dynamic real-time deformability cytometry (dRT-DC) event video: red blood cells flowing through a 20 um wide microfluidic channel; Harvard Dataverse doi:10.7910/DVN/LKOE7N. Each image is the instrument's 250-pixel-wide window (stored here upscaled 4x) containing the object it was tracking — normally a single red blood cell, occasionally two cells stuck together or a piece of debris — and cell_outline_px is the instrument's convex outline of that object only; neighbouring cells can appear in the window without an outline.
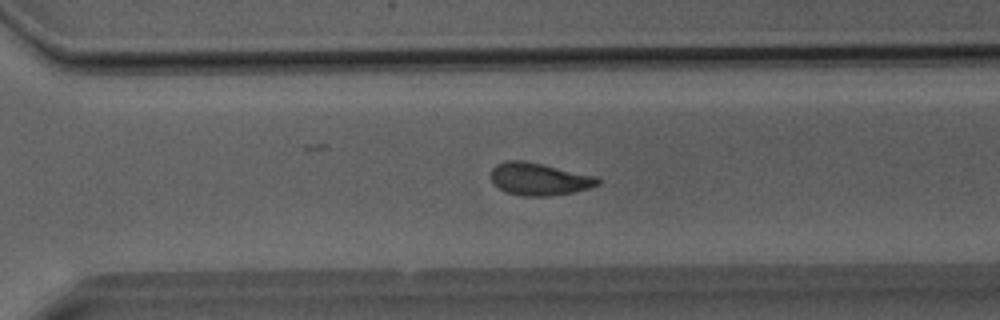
{"species": "Egyptian fruit bat (a non-hibernating species)", "species_latin": "Rousettus aegyptiacus", "temperature_condition": "room temperature", "stored_images_in_passage": 35, "camera_frame_rate_fps": 3000, "um_per_image_px": 0.085, "animal": {"sex": "male"}, "frame": {"image": 1, "passage_image": 24, "time_ms": 7.667, "image_size_px": [1000, 320], "cell_outline_px": [[600, 184], [588, 188], [572, 192], [548, 196], [520, 196], [504, 192], [492, 180], [492, 168], [496, 164], [504, 160], [524, 160], [596, 176], [600, 180]], "centroid_in_image_um": [45.81, 15.21], "position_along_channel_um": 324.8, "area_um2": 20.11}}
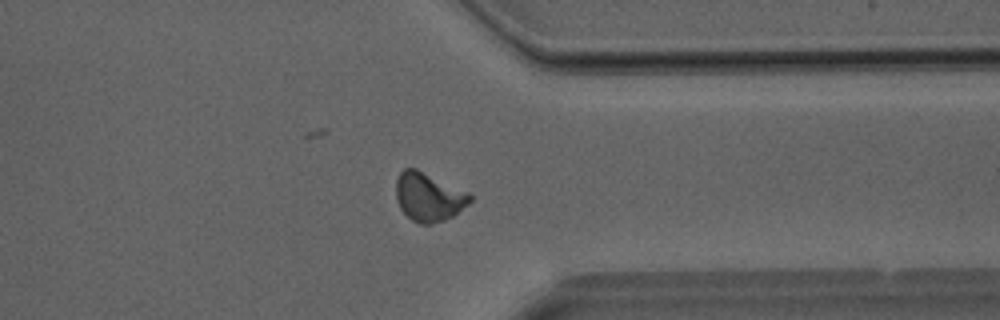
{"frame": {"image": 2, "passage_image": 27, "time_ms": 8.667, "image_size_px": [1000, 320], "cell_outline_px": [[472, 200], [468, 204], [452, 216], [444, 220], [432, 224], [420, 224], [412, 220], [400, 208], [396, 200], [396, 180], [400, 172], [404, 168], [416, 168], [468, 192], [472, 196]], "centroid_in_image_um": [36.42, 16.73], "position_along_channel_um": 375.0, "area_um2": 20.87}}
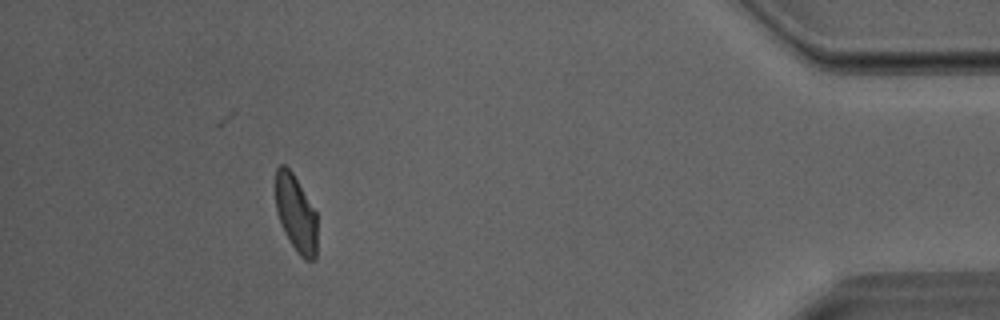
{"frame": {"image": 3, "passage_image": 32, "time_ms": 10.333, "image_size_px": [1000, 320], "cell_outline_px": [[316, 256], [312, 260], [304, 260], [296, 252], [284, 232], [280, 224], [276, 212], [276, 168], [280, 164], [284, 164], [292, 172], [316, 212]], "centroid_in_image_um": [25.13, 18.17], "position_along_channel_um": 410.1, "area_um2": 18.61}}